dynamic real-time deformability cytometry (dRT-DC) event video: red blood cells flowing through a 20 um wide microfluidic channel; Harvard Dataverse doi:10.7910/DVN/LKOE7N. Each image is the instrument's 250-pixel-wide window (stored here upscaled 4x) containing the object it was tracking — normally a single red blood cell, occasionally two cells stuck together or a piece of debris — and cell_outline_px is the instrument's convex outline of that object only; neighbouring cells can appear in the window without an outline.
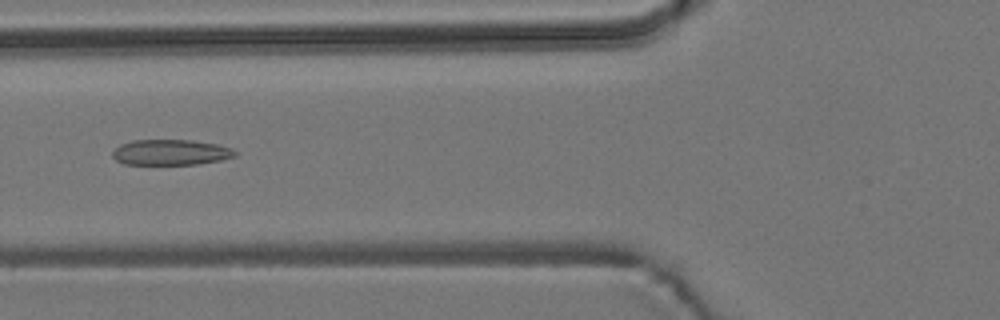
{"species": "common noctule bat (a hibernating species)", "species_latin": "Nyctalus noctula", "temperature_condition": "room temperature", "stored_images_in_passage": 2, "camera_frame_rate_fps": 3000, "um_per_image_px": 0.085, "animal": {"sex": "male", "body_mass_g": 19.2, "forearm_length_mm": 51.8}, "frame": {"image": 1, "passage_image": 2, "time_ms": 1.0, "image_size_px": [1000, 320], "cell_outline_px": [[240, 152], [236, 156], [220, 160], [196, 164], [124, 164], [116, 160], [112, 156], [112, 152], [120, 144], [132, 140], [192, 140], [220, 144], [232, 148]], "centroid_in_image_um": [14.55, 12.94], "position_along_channel_um": 111.2, "area_um2": 18.44}}